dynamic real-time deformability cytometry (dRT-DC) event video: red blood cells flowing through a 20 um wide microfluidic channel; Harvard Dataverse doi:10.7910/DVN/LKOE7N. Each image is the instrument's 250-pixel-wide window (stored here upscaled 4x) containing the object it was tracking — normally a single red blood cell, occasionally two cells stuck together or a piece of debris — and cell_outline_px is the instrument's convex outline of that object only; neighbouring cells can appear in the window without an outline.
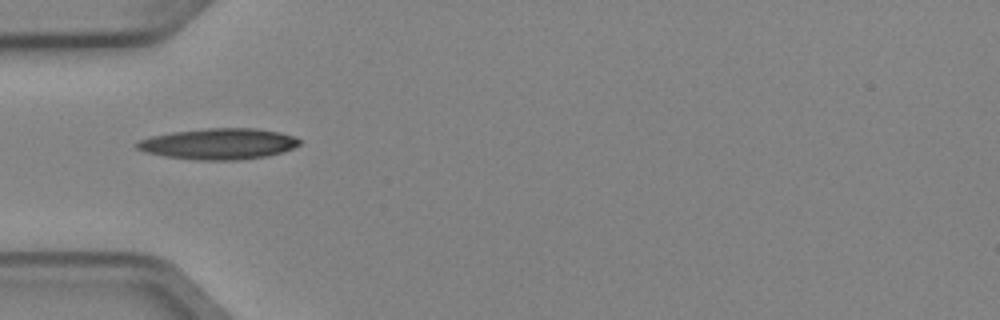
{"species": "Egyptian fruit bat (a non-hibernating species)", "species_latin": "Rousettus aegyptiacus", "temperature_condition": "cold", "stored_images_in_passage": 1, "camera_frame_rate_fps": 3000, "um_per_image_px": 0.085, "animal": {"sex": "female"}, "frame": {"image": 1, "passage_image": 1, "time_ms": 0.0, "image_size_px": [1000, 320], "cell_outline_px": [[300, 144], [292, 148], [268, 156], [240, 160], [196, 160], [164, 156], [144, 152], [136, 148], [136, 144], [140, 140], [152, 136], [172, 132], [208, 128], [256, 128], [280, 132], [292, 136], [300, 140]], "centroid_in_image_um": [18.58, 12.23], "position_along_channel_um": 66.4, "area_um2": 29.3}}